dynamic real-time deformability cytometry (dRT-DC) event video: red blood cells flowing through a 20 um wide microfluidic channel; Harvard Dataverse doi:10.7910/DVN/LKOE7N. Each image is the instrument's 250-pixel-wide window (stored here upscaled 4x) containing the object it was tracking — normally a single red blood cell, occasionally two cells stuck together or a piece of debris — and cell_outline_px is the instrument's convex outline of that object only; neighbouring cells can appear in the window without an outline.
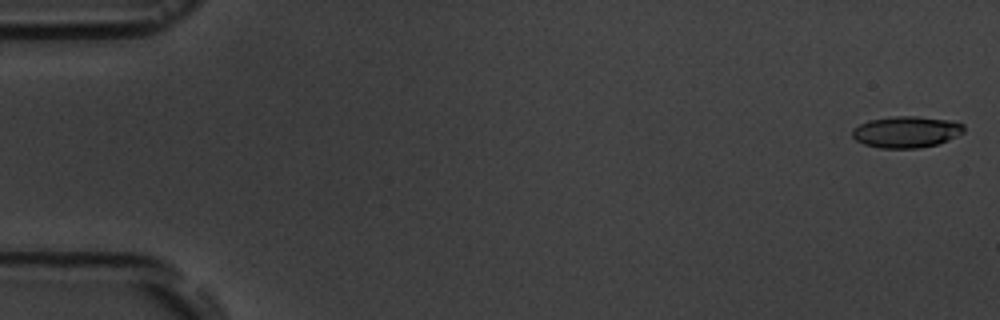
{"species": "common noctule bat (a hibernating species)", "species_latin": "Nyctalus noctula", "temperature_condition": "room temperature", "stored_images_in_passage": 9, "camera_frame_rate_fps": 3000, "um_per_image_px": 0.085, "animal": {"sex": "male", "body_mass_g": 19.5, "forearm_length_mm": 54.6}, "frame": {"image": 1, "passage_image": 1, "time_ms": 0.0, "image_size_px": [1000, 320], "cell_outline_px": [[964, 132], [948, 140], [936, 144], [920, 148], [880, 148], [864, 144], [856, 140], [852, 136], [852, 128], [868, 120], [892, 116], [916, 116], [956, 120], [964, 124]], "centroid_in_image_um": [77.05, 11.2], "position_along_channel_um": 7.9, "area_um2": 20.69}}
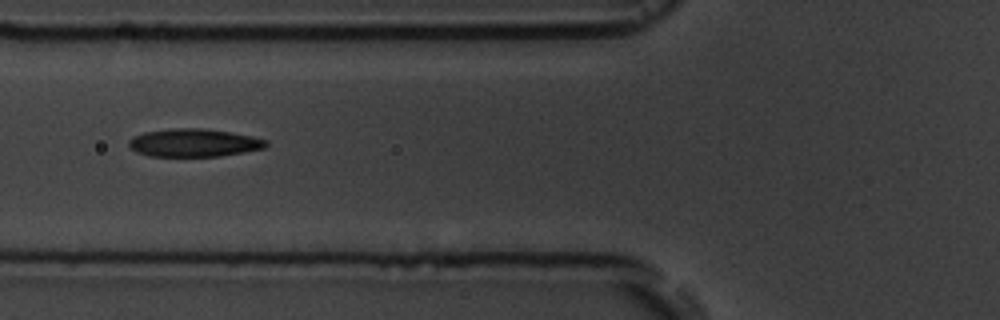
{"frame": {"image": 2, "passage_image": 7, "time_ms": 6.667, "image_size_px": [1000, 320], "cell_outline_px": [[268, 144], [264, 148], [244, 152], [220, 156], [148, 156], [136, 152], [128, 144], [128, 140], [132, 136], [144, 132], [172, 128], [204, 128], [232, 132], [252, 136], [268, 140]], "centroid_in_image_um": [16.48, 12.13], "position_along_channel_um": 109.3, "area_um2": 22.54}}
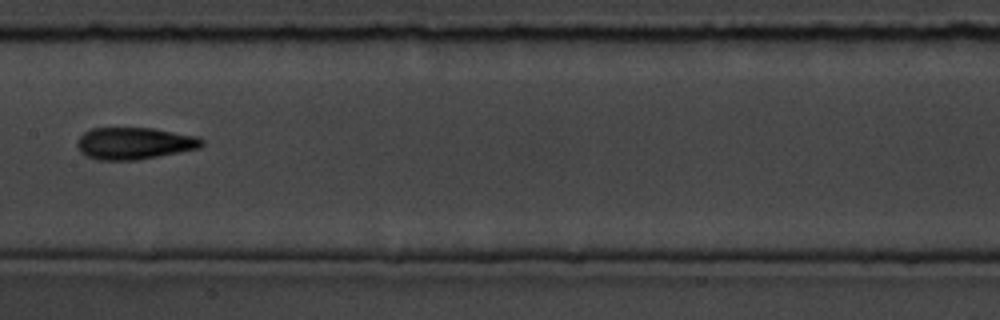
{"frame": {"image": 3, "passage_image": 9, "time_ms": 9.0, "image_size_px": [1000, 320], "cell_outline_px": [[204, 144], [200, 148], [136, 160], [100, 160], [88, 156], [80, 152], [76, 144], [76, 140], [84, 132], [92, 128], [152, 128], [200, 136], [204, 140]], "centroid_in_image_um": [11.43, 12.17], "position_along_channel_um": 196.0, "area_um2": 23.29}}